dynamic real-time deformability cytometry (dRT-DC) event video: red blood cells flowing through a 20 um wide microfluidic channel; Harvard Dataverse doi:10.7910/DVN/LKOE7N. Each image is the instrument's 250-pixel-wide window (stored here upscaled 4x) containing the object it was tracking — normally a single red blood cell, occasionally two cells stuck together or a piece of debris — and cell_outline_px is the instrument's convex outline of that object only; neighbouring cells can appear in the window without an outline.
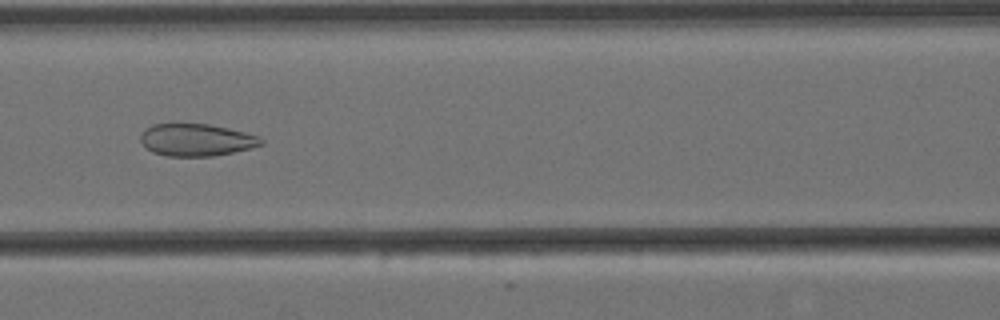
{"species": "Egyptian fruit bat (a non-hibernating species)", "species_latin": "Rousettus aegyptiacus", "temperature_condition": "cold", "stored_images_in_passage": 15, "camera_frame_rate_fps": 3000, "um_per_image_px": 0.085, "animal": {"sex": "female"}, "frame": {"image": 1, "passage_image": 7, "time_ms": 2.0, "image_size_px": [1000, 320], "cell_outline_px": [[264, 144], [252, 148], [212, 156], [164, 156], [152, 152], [140, 140], [140, 132], [144, 128], [152, 124], [208, 124], [228, 128], [260, 136], [264, 140]], "centroid_in_image_um": [16.69, 11.89], "position_along_channel_um": 149.9, "area_um2": 22.77}}
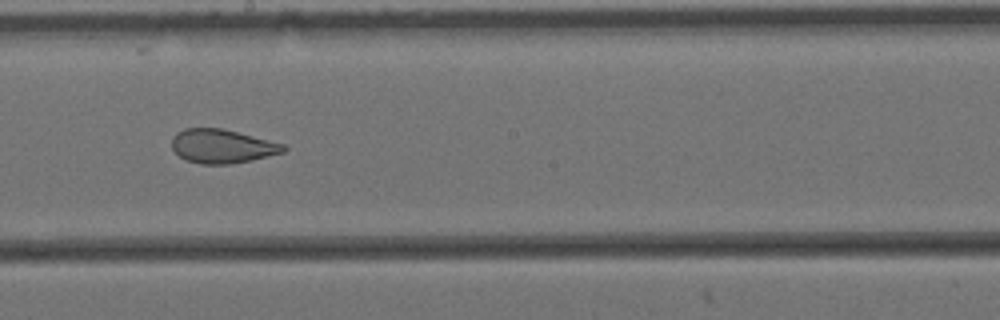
{"frame": {"image": 2, "passage_image": 9, "time_ms": 2.667, "image_size_px": [1000, 320], "cell_outline_px": [[288, 148], [284, 152], [252, 160], [232, 164], [200, 164], [184, 160], [172, 148], [172, 136], [176, 132], [184, 128], [220, 128], [284, 144]], "centroid_in_image_um": [18.85, 12.44], "position_along_channel_um": 229.3, "area_um2": 22.02}}
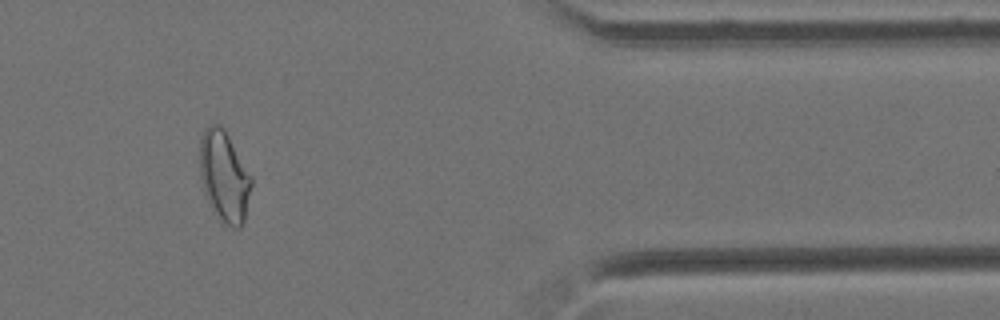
{"frame": {"image": 3, "passage_image": 13, "time_ms": 4.0, "image_size_px": [1000, 320], "cell_outline_px": [[252, 184], [244, 220], [240, 228], [232, 228], [224, 224], [220, 220], [208, 200], [204, 192], [200, 176], [200, 140], [204, 128], [208, 124], [220, 124], [224, 128], [252, 176]], "centroid_in_image_um": [19.06, 14.97], "position_along_channel_um": 392.3, "area_um2": 27.34}}